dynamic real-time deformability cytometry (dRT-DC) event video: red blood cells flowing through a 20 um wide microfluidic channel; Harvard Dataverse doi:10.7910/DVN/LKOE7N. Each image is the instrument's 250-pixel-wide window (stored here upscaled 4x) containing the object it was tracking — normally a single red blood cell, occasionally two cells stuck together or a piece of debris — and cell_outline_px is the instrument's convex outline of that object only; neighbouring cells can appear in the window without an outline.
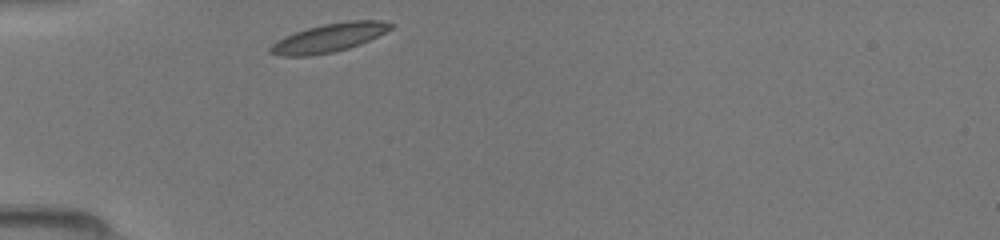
{"species": "common noctule bat (a hibernating species)", "species_latin": "Nyctalus noctula", "temperature_condition": "room temperature", "stored_images_in_passage": 29, "camera_frame_rate_fps": 3000, "um_per_image_px": 0.085, "animal": {"sex": "female", "body_mass_g": 19.5, "forearm_length_mm": 54.1}, "frame": {"image": 1, "passage_image": 1, "time_ms": 0.0, "image_size_px": [1000, 240], "cell_outline_px": [[396, 24], [392, 28], [360, 44], [348, 48], [332, 52], [308, 56], [280, 56], [268, 52], [268, 48], [276, 40], [284, 36], [308, 28], [324, 24], [348, 20], [380, 20]], "centroid_in_image_um": [27.94, 3.21], "position_along_channel_um": 57.1, "area_um2": 19.94}}
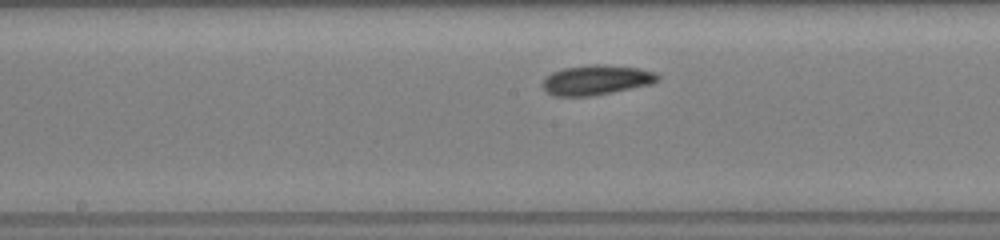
{"frame": {"image": 2, "passage_image": 12, "time_ms": 3.667, "image_size_px": [1000, 240], "cell_outline_px": [[660, 80], [652, 84], [612, 92], [588, 96], [552, 96], [544, 92], [540, 84], [544, 76], [552, 72], [564, 68], [592, 64], [600, 64], [640, 68], [652, 72], [660, 76]], "centroid_in_image_um": [50.62, 6.8], "position_along_channel_um": 197.6, "area_um2": 20.29}}
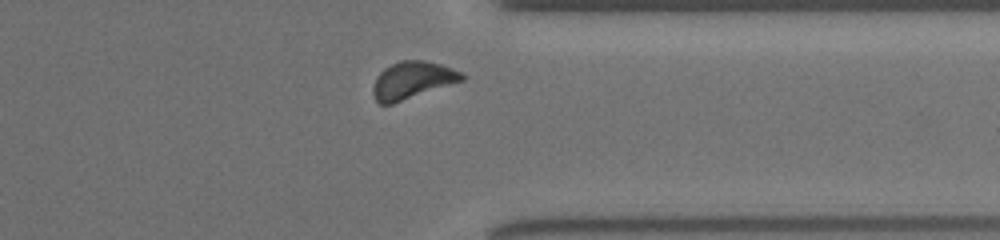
{"frame": {"image": 3, "passage_image": 25, "time_ms": 8.0, "image_size_px": [1000, 240], "cell_outline_px": [[464, 80], [392, 104], [380, 104], [376, 100], [372, 92], [372, 88], [376, 76], [384, 68], [400, 60], [424, 60], [440, 64], [464, 72]], "centroid_in_image_um": [35.04, 6.81], "position_along_channel_um": 376.4, "area_um2": 19.31}}